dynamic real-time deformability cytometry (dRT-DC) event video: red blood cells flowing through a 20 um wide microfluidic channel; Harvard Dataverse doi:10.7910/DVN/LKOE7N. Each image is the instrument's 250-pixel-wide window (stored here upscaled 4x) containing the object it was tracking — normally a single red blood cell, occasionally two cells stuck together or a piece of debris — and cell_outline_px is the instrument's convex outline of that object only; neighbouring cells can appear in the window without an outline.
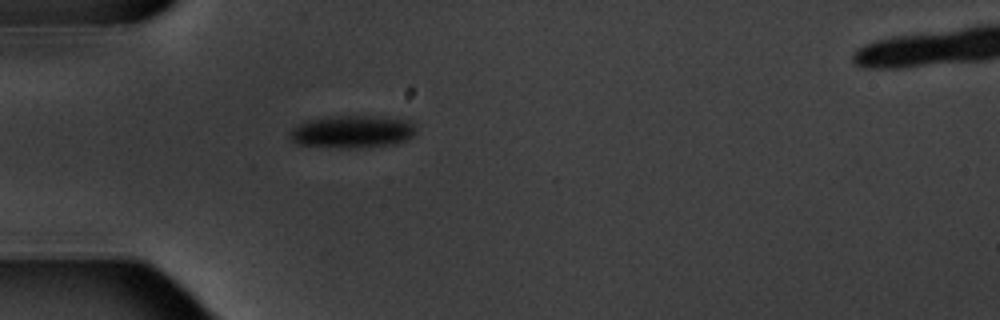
{"species": "common noctule bat (a hibernating species)", "species_latin": "Nyctalus noctula", "temperature_condition": "warm", "stored_images_in_passage": 1, "camera_frame_rate_fps": 3000, "um_per_image_px": 0.085, "animal": {"sex": "male", "body_mass_g": 20.1, "forearm_length_mm": 53.5}, "frame": {"image": 1, "passage_image": 1, "time_ms": 0.0, "image_size_px": [1000, 320], "cell_outline_px": [[416, 132], [408, 140], [396, 144], [360, 148], [336, 148], [296, 144], [288, 140], [288, 132], [292, 128], [308, 120], [340, 116], [384, 116], [408, 120], [416, 128]], "centroid_in_image_um": [29.94, 11.21], "position_along_channel_um": 55.1, "area_um2": 24.33}}